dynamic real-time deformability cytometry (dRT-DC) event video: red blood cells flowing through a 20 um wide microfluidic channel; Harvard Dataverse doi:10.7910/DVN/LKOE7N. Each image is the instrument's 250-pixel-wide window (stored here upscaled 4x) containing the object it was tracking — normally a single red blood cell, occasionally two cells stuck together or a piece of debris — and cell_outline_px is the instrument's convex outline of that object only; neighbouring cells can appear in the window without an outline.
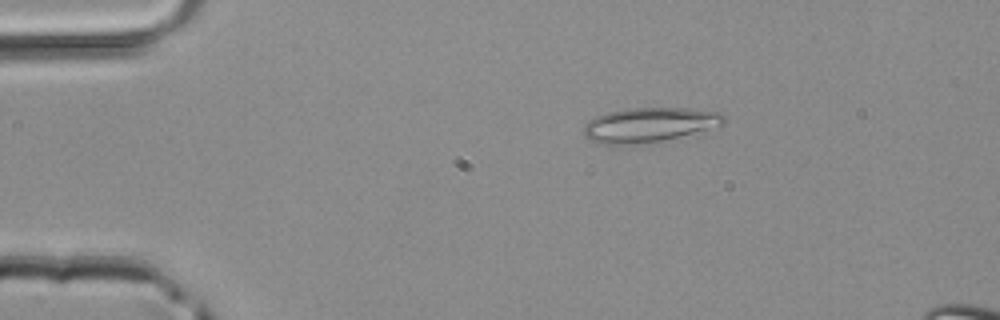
{"species": "common noctule bat (a hibernating species)", "species_latin": "Nyctalus noctula", "temperature_condition": "room temperature", "stored_images_in_passage": 4, "camera_frame_rate_fps": 3000, "um_per_image_px": 0.085, "animal": {"sex": "male", "body_mass_g": 20.4}, "frame": {"image": 1, "passage_image": 2, "time_ms": 0.333, "image_size_px": [1000, 320], "cell_outline_px": [[724, 124], [664, 140], [620, 148], [596, 144], [584, 136], [584, 124], [588, 120], [596, 116], [608, 112], [624, 108], [688, 108], [720, 112], [724, 116]], "centroid_in_image_um": [55.06, 10.65], "position_along_channel_um": 29.9, "area_um2": 28.84}}